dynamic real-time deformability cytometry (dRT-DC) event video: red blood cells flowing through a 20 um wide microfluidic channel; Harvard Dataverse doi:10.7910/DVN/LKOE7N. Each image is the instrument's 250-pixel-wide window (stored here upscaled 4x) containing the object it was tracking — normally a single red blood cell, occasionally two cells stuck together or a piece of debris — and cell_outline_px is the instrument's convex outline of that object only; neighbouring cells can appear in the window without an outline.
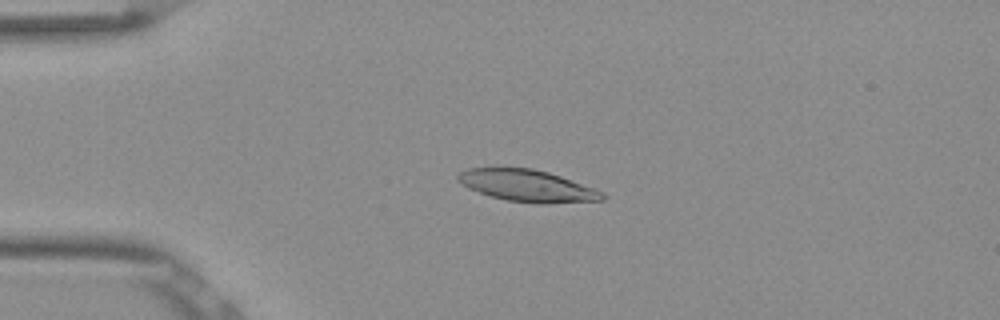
{"species": "Egyptian fruit bat (a non-hibernating species)", "species_latin": "Rousettus aegyptiacus", "temperature_condition": "room temperature", "stored_images_in_passage": 52, "camera_frame_rate_fps": 3000, "um_per_image_px": 0.085, "frame": {"image": 1, "passage_image": 12, "time_ms": 3.667, "image_size_px": [1000, 320], "cell_outline_px": [[604, 200], [548, 204], [536, 204], [508, 200], [492, 196], [468, 188], [456, 180], [456, 176], [460, 172], [468, 168], [500, 164], [532, 168], [548, 172], [560, 176], [604, 192]], "centroid_in_image_um": [44.74, 15.74], "position_along_channel_um": 40.3, "area_um2": 27.57}}
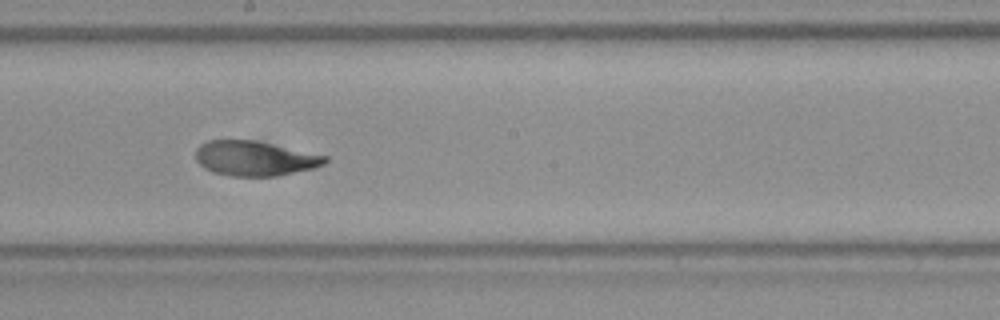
{"frame": {"image": 2, "passage_image": 29, "time_ms": 9.333, "image_size_px": [1000, 320], "cell_outline_px": [[328, 160], [324, 164], [312, 168], [272, 176], [232, 176], [212, 172], [204, 168], [196, 160], [196, 148], [200, 144], [208, 140], [252, 140], [328, 156]], "centroid_in_image_um": [21.6, 13.46], "position_along_channel_um": 226.6, "area_um2": 25.89}}
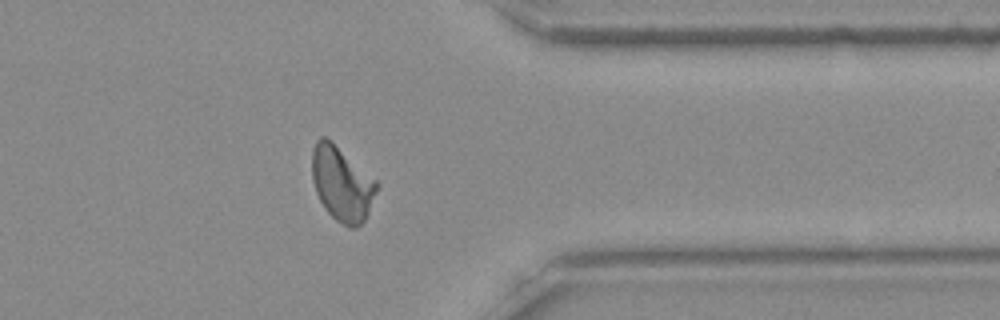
{"frame": {"image": 3, "passage_image": 42, "time_ms": 13.667, "image_size_px": [1000, 320], "cell_outline_px": [[380, 184], [368, 212], [364, 220], [356, 228], [348, 228], [336, 220], [324, 208], [316, 192], [312, 180], [312, 148], [316, 140], [320, 136], [324, 136], [332, 140], [376, 180]], "centroid_in_image_um": [29.05, 15.59], "position_along_channel_um": 382.4, "area_um2": 28.26}, "authors_computed_cell_mechanics": {"area_um2": 26.8192, "velocity_mm_per_s": 3.8177, "shape_relaxation_time_tau1_ms": 4.2486, "shape_relaxation_time_tau2_ms": 1.2273, "deformation_change_tau1": 0.1732, "deformation_change_tau2": 0.0697}}